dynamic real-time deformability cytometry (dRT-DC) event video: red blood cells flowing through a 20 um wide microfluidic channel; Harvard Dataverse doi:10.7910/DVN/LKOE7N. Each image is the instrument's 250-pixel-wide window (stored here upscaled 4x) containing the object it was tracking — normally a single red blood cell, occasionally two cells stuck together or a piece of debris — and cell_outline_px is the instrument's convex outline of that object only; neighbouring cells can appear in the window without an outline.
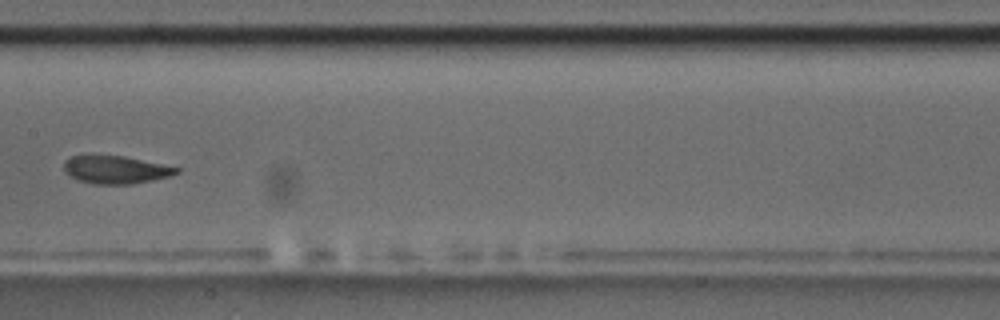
{"species": "common noctule bat (a hibernating species)", "species_latin": "Nyctalus noctula", "temperature_condition": "room temperature", "stored_images_in_passage": 7, "camera_frame_rate_fps": 3000, "um_per_image_px": 0.085, "animal": {"sex": "male", "body_mass_g": 17.5, "forearm_length_mm": 52.3}, "frame": {"image": 1, "passage_image": 6, "time_ms": 6.0, "image_size_px": [1000, 320], "cell_outline_px": [[180, 172], [168, 176], [152, 180], [132, 184], [92, 184], [76, 180], [64, 168], [64, 160], [72, 156], [124, 156], [180, 168]], "centroid_in_image_um": [9.84, 14.43], "position_along_channel_um": 197.6, "area_um2": 17.98}}
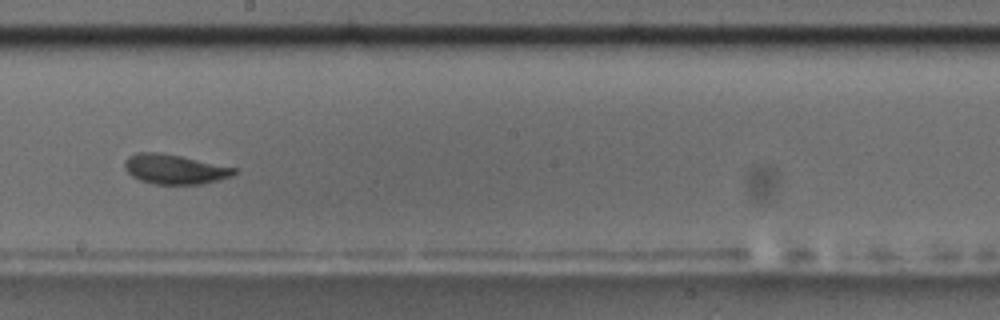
{"frame": {"image": 2, "passage_image": 7, "time_ms": 7.0, "image_size_px": [1000, 320], "cell_outline_px": [[236, 172], [232, 176], [204, 184], [152, 184], [140, 180], [132, 176], [124, 168], [124, 160], [128, 156], [136, 152], [160, 152], [180, 156], [236, 168]], "centroid_in_image_um": [14.8, 14.38], "position_along_channel_um": 233.4, "area_um2": 18.96}}